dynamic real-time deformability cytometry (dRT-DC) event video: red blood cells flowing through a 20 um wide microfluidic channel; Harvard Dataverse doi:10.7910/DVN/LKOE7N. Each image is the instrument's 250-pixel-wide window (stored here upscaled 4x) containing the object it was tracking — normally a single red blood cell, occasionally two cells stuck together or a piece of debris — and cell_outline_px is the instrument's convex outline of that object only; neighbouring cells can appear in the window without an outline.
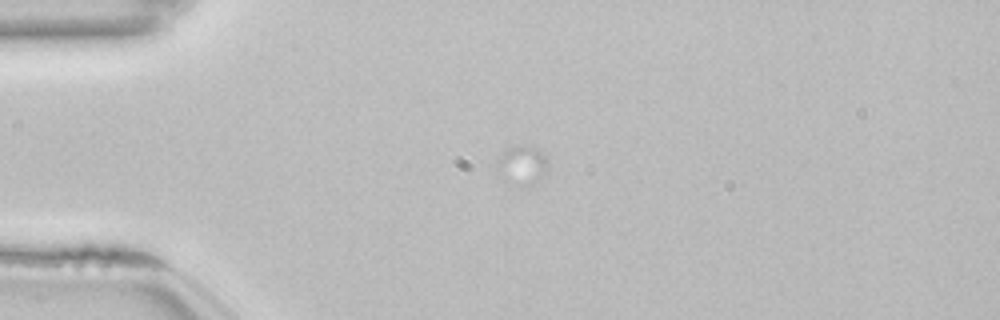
{"species": "common noctule bat (a hibernating species)", "species_latin": "Nyctalus noctula", "temperature_condition": "room temperature", "stored_images_in_passage": 3, "camera_frame_rate_fps": 3000, "um_per_image_px": 0.085, "animal": {"sex": "female", "body_mass_g": 22.7, "forearm_length_mm": 54.2}, "frame": {"image": 1, "passage_image": 1, "time_ms": 0.0, "image_size_px": [1000, 320], "cell_outline_px": [[548, 164], [544, 176], [528, 188], [520, 188], [500, 164], [500, 160], [504, 148], [516, 144], [532, 144], [544, 152]], "centroid_in_image_um": [44.56, 13.94], "position_along_channel_um": 40.4, "area_um2": 11.1}}